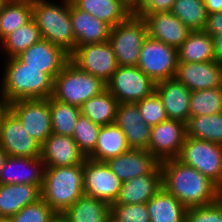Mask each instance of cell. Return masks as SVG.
<instances>
[{
	"mask_svg": "<svg viewBox=\"0 0 222 222\" xmlns=\"http://www.w3.org/2000/svg\"><path fill=\"white\" fill-rule=\"evenodd\" d=\"M51 113L52 132L57 135L73 136L75 124L81 114V108L60 102L52 96L48 98Z\"/></svg>",
	"mask_w": 222,
	"mask_h": 222,
	"instance_id": "obj_35",
	"label": "cell"
},
{
	"mask_svg": "<svg viewBox=\"0 0 222 222\" xmlns=\"http://www.w3.org/2000/svg\"><path fill=\"white\" fill-rule=\"evenodd\" d=\"M120 2L130 11V13H134L142 4V0H120Z\"/></svg>",
	"mask_w": 222,
	"mask_h": 222,
	"instance_id": "obj_47",
	"label": "cell"
},
{
	"mask_svg": "<svg viewBox=\"0 0 222 222\" xmlns=\"http://www.w3.org/2000/svg\"><path fill=\"white\" fill-rule=\"evenodd\" d=\"M129 150L130 147L123 131L113 123L101 126L96 147L87 157L95 161L106 162Z\"/></svg>",
	"mask_w": 222,
	"mask_h": 222,
	"instance_id": "obj_26",
	"label": "cell"
},
{
	"mask_svg": "<svg viewBox=\"0 0 222 222\" xmlns=\"http://www.w3.org/2000/svg\"><path fill=\"white\" fill-rule=\"evenodd\" d=\"M12 222H55L59 215L40 198L10 217Z\"/></svg>",
	"mask_w": 222,
	"mask_h": 222,
	"instance_id": "obj_39",
	"label": "cell"
},
{
	"mask_svg": "<svg viewBox=\"0 0 222 222\" xmlns=\"http://www.w3.org/2000/svg\"><path fill=\"white\" fill-rule=\"evenodd\" d=\"M9 109L40 145L53 133L48 98L17 100L9 104Z\"/></svg>",
	"mask_w": 222,
	"mask_h": 222,
	"instance_id": "obj_12",
	"label": "cell"
},
{
	"mask_svg": "<svg viewBox=\"0 0 222 222\" xmlns=\"http://www.w3.org/2000/svg\"><path fill=\"white\" fill-rule=\"evenodd\" d=\"M7 1L8 0H0V10L4 7V5Z\"/></svg>",
	"mask_w": 222,
	"mask_h": 222,
	"instance_id": "obj_51",
	"label": "cell"
},
{
	"mask_svg": "<svg viewBox=\"0 0 222 222\" xmlns=\"http://www.w3.org/2000/svg\"><path fill=\"white\" fill-rule=\"evenodd\" d=\"M155 91L162 100L168 119L186 124L190 117L191 91L176 77L157 82Z\"/></svg>",
	"mask_w": 222,
	"mask_h": 222,
	"instance_id": "obj_22",
	"label": "cell"
},
{
	"mask_svg": "<svg viewBox=\"0 0 222 222\" xmlns=\"http://www.w3.org/2000/svg\"><path fill=\"white\" fill-rule=\"evenodd\" d=\"M110 222H150L146 203L111 204Z\"/></svg>",
	"mask_w": 222,
	"mask_h": 222,
	"instance_id": "obj_40",
	"label": "cell"
},
{
	"mask_svg": "<svg viewBox=\"0 0 222 222\" xmlns=\"http://www.w3.org/2000/svg\"><path fill=\"white\" fill-rule=\"evenodd\" d=\"M175 0H142L141 6L134 13H156L171 11Z\"/></svg>",
	"mask_w": 222,
	"mask_h": 222,
	"instance_id": "obj_43",
	"label": "cell"
},
{
	"mask_svg": "<svg viewBox=\"0 0 222 222\" xmlns=\"http://www.w3.org/2000/svg\"><path fill=\"white\" fill-rule=\"evenodd\" d=\"M33 0H8L0 10V43L32 18Z\"/></svg>",
	"mask_w": 222,
	"mask_h": 222,
	"instance_id": "obj_31",
	"label": "cell"
},
{
	"mask_svg": "<svg viewBox=\"0 0 222 222\" xmlns=\"http://www.w3.org/2000/svg\"><path fill=\"white\" fill-rule=\"evenodd\" d=\"M218 113H222V87L190 93V117Z\"/></svg>",
	"mask_w": 222,
	"mask_h": 222,
	"instance_id": "obj_37",
	"label": "cell"
},
{
	"mask_svg": "<svg viewBox=\"0 0 222 222\" xmlns=\"http://www.w3.org/2000/svg\"><path fill=\"white\" fill-rule=\"evenodd\" d=\"M178 64L177 49L149 35L143 42L137 67L155 83L173 78Z\"/></svg>",
	"mask_w": 222,
	"mask_h": 222,
	"instance_id": "obj_8",
	"label": "cell"
},
{
	"mask_svg": "<svg viewBox=\"0 0 222 222\" xmlns=\"http://www.w3.org/2000/svg\"><path fill=\"white\" fill-rule=\"evenodd\" d=\"M55 222H63L62 219L59 217Z\"/></svg>",
	"mask_w": 222,
	"mask_h": 222,
	"instance_id": "obj_52",
	"label": "cell"
},
{
	"mask_svg": "<svg viewBox=\"0 0 222 222\" xmlns=\"http://www.w3.org/2000/svg\"><path fill=\"white\" fill-rule=\"evenodd\" d=\"M106 89L100 78L81 70L69 60L54 78L52 97L60 102L81 107Z\"/></svg>",
	"mask_w": 222,
	"mask_h": 222,
	"instance_id": "obj_5",
	"label": "cell"
},
{
	"mask_svg": "<svg viewBox=\"0 0 222 222\" xmlns=\"http://www.w3.org/2000/svg\"><path fill=\"white\" fill-rule=\"evenodd\" d=\"M59 217L63 222H110V205L84 194Z\"/></svg>",
	"mask_w": 222,
	"mask_h": 222,
	"instance_id": "obj_27",
	"label": "cell"
},
{
	"mask_svg": "<svg viewBox=\"0 0 222 222\" xmlns=\"http://www.w3.org/2000/svg\"><path fill=\"white\" fill-rule=\"evenodd\" d=\"M122 181L111 171L106 162L86 158L83 163L84 194L109 205L116 202Z\"/></svg>",
	"mask_w": 222,
	"mask_h": 222,
	"instance_id": "obj_11",
	"label": "cell"
},
{
	"mask_svg": "<svg viewBox=\"0 0 222 222\" xmlns=\"http://www.w3.org/2000/svg\"><path fill=\"white\" fill-rule=\"evenodd\" d=\"M147 36L146 22L141 16L133 13L111 28L108 42L119 66H137Z\"/></svg>",
	"mask_w": 222,
	"mask_h": 222,
	"instance_id": "obj_6",
	"label": "cell"
},
{
	"mask_svg": "<svg viewBox=\"0 0 222 222\" xmlns=\"http://www.w3.org/2000/svg\"><path fill=\"white\" fill-rule=\"evenodd\" d=\"M42 186L30 184H0V216L11 217L41 196Z\"/></svg>",
	"mask_w": 222,
	"mask_h": 222,
	"instance_id": "obj_25",
	"label": "cell"
},
{
	"mask_svg": "<svg viewBox=\"0 0 222 222\" xmlns=\"http://www.w3.org/2000/svg\"><path fill=\"white\" fill-rule=\"evenodd\" d=\"M17 57L28 67L40 69V72L49 75L53 80L70 60V55L61 47L43 38Z\"/></svg>",
	"mask_w": 222,
	"mask_h": 222,
	"instance_id": "obj_15",
	"label": "cell"
},
{
	"mask_svg": "<svg viewBox=\"0 0 222 222\" xmlns=\"http://www.w3.org/2000/svg\"><path fill=\"white\" fill-rule=\"evenodd\" d=\"M195 168L222 190V145L187 137L177 158Z\"/></svg>",
	"mask_w": 222,
	"mask_h": 222,
	"instance_id": "obj_7",
	"label": "cell"
},
{
	"mask_svg": "<svg viewBox=\"0 0 222 222\" xmlns=\"http://www.w3.org/2000/svg\"><path fill=\"white\" fill-rule=\"evenodd\" d=\"M178 63L208 62L216 60L213 38L204 30L191 31L177 49Z\"/></svg>",
	"mask_w": 222,
	"mask_h": 222,
	"instance_id": "obj_29",
	"label": "cell"
},
{
	"mask_svg": "<svg viewBox=\"0 0 222 222\" xmlns=\"http://www.w3.org/2000/svg\"><path fill=\"white\" fill-rule=\"evenodd\" d=\"M207 14L217 13L222 11V0H204Z\"/></svg>",
	"mask_w": 222,
	"mask_h": 222,
	"instance_id": "obj_45",
	"label": "cell"
},
{
	"mask_svg": "<svg viewBox=\"0 0 222 222\" xmlns=\"http://www.w3.org/2000/svg\"><path fill=\"white\" fill-rule=\"evenodd\" d=\"M0 147L8 156L38 157L41 145L24 129L19 118L8 109L0 123Z\"/></svg>",
	"mask_w": 222,
	"mask_h": 222,
	"instance_id": "obj_13",
	"label": "cell"
},
{
	"mask_svg": "<svg viewBox=\"0 0 222 222\" xmlns=\"http://www.w3.org/2000/svg\"><path fill=\"white\" fill-rule=\"evenodd\" d=\"M40 157L45 167L75 166L87 158L72 137L55 133L41 145Z\"/></svg>",
	"mask_w": 222,
	"mask_h": 222,
	"instance_id": "obj_19",
	"label": "cell"
},
{
	"mask_svg": "<svg viewBox=\"0 0 222 222\" xmlns=\"http://www.w3.org/2000/svg\"><path fill=\"white\" fill-rule=\"evenodd\" d=\"M0 222H12L10 217L0 216Z\"/></svg>",
	"mask_w": 222,
	"mask_h": 222,
	"instance_id": "obj_50",
	"label": "cell"
},
{
	"mask_svg": "<svg viewBox=\"0 0 222 222\" xmlns=\"http://www.w3.org/2000/svg\"><path fill=\"white\" fill-rule=\"evenodd\" d=\"M185 222H222V196L214 203L188 208Z\"/></svg>",
	"mask_w": 222,
	"mask_h": 222,
	"instance_id": "obj_42",
	"label": "cell"
},
{
	"mask_svg": "<svg viewBox=\"0 0 222 222\" xmlns=\"http://www.w3.org/2000/svg\"><path fill=\"white\" fill-rule=\"evenodd\" d=\"M146 205L150 222H185L187 208L164 187Z\"/></svg>",
	"mask_w": 222,
	"mask_h": 222,
	"instance_id": "obj_28",
	"label": "cell"
},
{
	"mask_svg": "<svg viewBox=\"0 0 222 222\" xmlns=\"http://www.w3.org/2000/svg\"><path fill=\"white\" fill-rule=\"evenodd\" d=\"M119 102L105 89L99 95L87 100L80 108L81 113L99 126L113 124Z\"/></svg>",
	"mask_w": 222,
	"mask_h": 222,
	"instance_id": "obj_32",
	"label": "cell"
},
{
	"mask_svg": "<svg viewBox=\"0 0 222 222\" xmlns=\"http://www.w3.org/2000/svg\"><path fill=\"white\" fill-rule=\"evenodd\" d=\"M9 109V103L3 96V94L0 92V123L3 115L5 112Z\"/></svg>",
	"mask_w": 222,
	"mask_h": 222,
	"instance_id": "obj_48",
	"label": "cell"
},
{
	"mask_svg": "<svg viewBox=\"0 0 222 222\" xmlns=\"http://www.w3.org/2000/svg\"><path fill=\"white\" fill-rule=\"evenodd\" d=\"M162 187L163 174L159 165L151 174L122 182L119 196L113 204L147 203Z\"/></svg>",
	"mask_w": 222,
	"mask_h": 222,
	"instance_id": "obj_24",
	"label": "cell"
},
{
	"mask_svg": "<svg viewBox=\"0 0 222 222\" xmlns=\"http://www.w3.org/2000/svg\"><path fill=\"white\" fill-rule=\"evenodd\" d=\"M7 154L5 153V151L0 147V174H1V171H2V168L4 166V163L7 159Z\"/></svg>",
	"mask_w": 222,
	"mask_h": 222,
	"instance_id": "obj_49",
	"label": "cell"
},
{
	"mask_svg": "<svg viewBox=\"0 0 222 222\" xmlns=\"http://www.w3.org/2000/svg\"><path fill=\"white\" fill-rule=\"evenodd\" d=\"M212 38L215 58L217 61L222 63V34L212 36Z\"/></svg>",
	"mask_w": 222,
	"mask_h": 222,
	"instance_id": "obj_46",
	"label": "cell"
},
{
	"mask_svg": "<svg viewBox=\"0 0 222 222\" xmlns=\"http://www.w3.org/2000/svg\"><path fill=\"white\" fill-rule=\"evenodd\" d=\"M82 195H84L83 164L45 167L41 196L59 216Z\"/></svg>",
	"mask_w": 222,
	"mask_h": 222,
	"instance_id": "obj_4",
	"label": "cell"
},
{
	"mask_svg": "<svg viewBox=\"0 0 222 222\" xmlns=\"http://www.w3.org/2000/svg\"><path fill=\"white\" fill-rule=\"evenodd\" d=\"M0 92L10 104L21 99H45L53 94L54 80L40 69L28 67L17 56L3 59Z\"/></svg>",
	"mask_w": 222,
	"mask_h": 222,
	"instance_id": "obj_2",
	"label": "cell"
},
{
	"mask_svg": "<svg viewBox=\"0 0 222 222\" xmlns=\"http://www.w3.org/2000/svg\"><path fill=\"white\" fill-rule=\"evenodd\" d=\"M53 1L33 0L32 18L43 39L71 55L75 51V36L70 16V0H58L61 4Z\"/></svg>",
	"mask_w": 222,
	"mask_h": 222,
	"instance_id": "obj_3",
	"label": "cell"
},
{
	"mask_svg": "<svg viewBox=\"0 0 222 222\" xmlns=\"http://www.w3.org/2000/svg\"><path fill=\"white\" fill-rule=\"evenodd\" d=\"M78 9L108 24L111 28L123 22L131 13L120 0H70Z\"/></svg>",
	"mask_w": 222,
	"mask_h": 222,
	"instance_id": "obj_30",
	"label": "cell"
},
{
	"mask_svg": "<svg viewBox=\"0 0 222 222\" xmlns=\"http://www.w3.org/2000/svg\"><path fill=\"white\" fill-rule=\"evenodd\" d=\"M101 126L93 123L82 113L78 116L72 138L78 148L87 157L96 147L97 137Z\"/></svg>",
	"mask_w": 222,
	"mask_h": 222,
	"instance_id": "obj_38",
	"label": "cell"
},
{
	"mask_svg": "<svg viewBox=\"0 0 222 222\" xmlns=\"http://www.w3.org/2000/svg\"><path fill=\"white\" fill-rule=\"evenodd\" d=\"M42 39L40 30L33 18L18 30L7 36L0 44L2 53L5 52L4 59L16 57L21 52Z\"/></svg>",
	"mask_w": 222,
	"mask_h": 222,
	"instance_id": "obj_33",
	"label": "cell"
},
{
	"mask_svg": "<svg viewBox=\"0 0 222 222\" xmlns=\"http://www.w3.org/2000/svg\"><path fill=\"white\" fill-rule=\"evenodd\" d=\"M171 12L191 31L204 30L208 18L204 0H175Z\"/></svg>",
	"mask_w": 222,
	"mask_h": 222,
	"instance_id": "obj_36",
	"label": "cell"
},
{
	"mask_svg": "<svg viewBox=\"0 0 222 222\" xmlns=\"http://www.w3.org/2000/svg\"><path fill=\"white\" fill-rule=\"evenodd\" d=\"M136 104L146 124L154 126L168 119L162 100L156 91Z\"/></svg>",
	"mask_w": 222,
	"mask_h": 222,
	"instance_id": "obj_41",
	"label": "cell"
},
{
	"mask_svg": "<svg viewBox=\"0 0 222 222\" xmlns=\"http://www.w3.org/2000/svg\"><path fill=\"white\" fill-rule=\"evenodd\" d=\"M163 187L187 209L216 202L222 190L198 170L177 158L160 162Z\"/></svg>",
	"mask_w": 222,
	"mask_h": 222,
	"instance_id": "obj_1",
	"label": "cell"
},
{
	"mask_svg": "<svg viewBox=\"0 0 222 222\" xmlns=\"http://www.w3.org/2000/svg\"><path fill=\"white\" fill-rule=\"evenodd\" d=\"M81 70L107 83L119 67L111 44L107 42L81 45L70 55Z\"/></svg>",
	"mask_w": 222,
	"mask_h": 222,
	"instance_id": "obj_10",
	"label": "cell"
},
{
	"mask_svg": "<svg viewBox=\"0 0 222 222\" xmlns=\"http://www.w3.org/2000/svg\"><path fill=\"white\" fill-rule=\"evenodd\" d=\"M70 16L75 36V49L81 45L107 42L111 27L70 1Z\"/></svg>",
	"mask_w": 222,
	"mask_h": 222,
	"instance_id": "obj_23",
	"label": "cell"
},
{
	"mask_svg": "<svg viewBox=\"0 0 222 222\" xmlns=\"http://www.w3.org/2000/svg\"><path fill=\"white\" fill-rule=\"evenodd\" d=\"M186 136L222 145V113L189 117Z\"/></svg>",
	"mask_w": 222,
	"mask_h": 222,
	"instance_id": "obj_34",
	"label": "cell"
},
{
	"mask_svg": "<svg viewBox=\"0 0 222 222\" xmlns=\"http://www.w3.org/2000/svg\"><path fill=\"white\" fill-rule=\"evenodd\" d=\"M106 164L124 182L137 176L151 174L160 162L148 150L130 149L107 160Z\"/></svg>",
	"mask_w": 222,
	"mask_h": 222,
	"instance_id": "obj_21",
	"label": "cell"
},
{
	"mask_svg": "<svg viewBox=\"0 0 222 222\" xmlns=\"http://www.w3.org/2000/svg\"><path fill=\"white\" fill-rule=\"evenodd\" d=\"M175 77L191 92L222 87V63L217 60L178 63Z\"/></svg>",
	"mask_w": 222,
	"mask_h": 222,
	"instance_id": "obj_17",
	"label": "cell"
},
{
	"mask_svg": "<svg viewBox=\"0 0 222 222\" xmlns=\"http://www.w3.org/2000/svg\"><path fill=\"white\" fill-rule=\"evenodd\" d=\"M186 138V124L167 119L152 126L148 151L159 161L178 158Z\"/></svg>",
	"mask_w": 222,
	"mask_h": 222,
	"instance_id": "obj_14",
	"label": "cell"
},
{
	"mask_svg": "<svg viewBox=\"0 0 222 222\" xmlns=\"http://www.w3.org/2000/svg\"><path fill=\"white\" fill-rule=\"evenodd\" d=\"M204 31L211 37L222 34V11L208 14Z\"/></svg>",
	"mask_w": 222,
	"mask_h": 222,
	"instance_id": "obj_44",
	"label": "cell"
},
{
	"mask_svg": "<svg viewBox=\"0 0 222 222\" xmlns=\"http://www.w3.org/2000/svg\"><path fill=\"white\" fill-rule=\"evenodd\" d=\"M133 14L144 19L150 37L176 49L182 45L191 32L171 11Z\"/></svg>",
	"mask_w": 222,
	"mask_h": 222,
	"instance_id": "obj_16",
	"label": "cell"
},
{
	"mask_svg": "<svg viewBox=\"0 0 222 222\" xmlns=\"http://www.w3.org/2000/svg\"><path fill=\"white\" fill-rule=\"evenodd\" d=\"M156 83L137 66H119L106 89L120 103H136L155 91Z\"/></svg>",
	"mask_w": 222,
	"mask_h": 222,
	"instance_id": "obj_9",
	"label": "cell"
},
{
	"mask_svg": "<svg viewBox=\"0 0 222 222\" xmlns=\"http://www.w3.org/2000/svg\"><path fill=\"white\" fill-rule=\"evenodd\" d=\"M114 123L123 131L130 149L148 150L152 126L143 121L136 103H120Z\"/></svg>",
	"mask_w": 222,
	"mask_h": 222,
	"instance_id": "obj_18",
	"label": "cell"
},
{
	"mask_svg": "<svg viewBox=\"0 0 222 222\" xmlns=\"http://www.w3.org/2000/svg\"><path fill=\"white\" fill-rule=\"evenodd\" d=\"M44 162L38 157L7 156L0 174V184L43 186Z\"/></svg>",
	"mask_w": 222,
	"mask_h": 222,
	"instance_id": "obj_20",
	"label": "cell"
}]
</instances>
